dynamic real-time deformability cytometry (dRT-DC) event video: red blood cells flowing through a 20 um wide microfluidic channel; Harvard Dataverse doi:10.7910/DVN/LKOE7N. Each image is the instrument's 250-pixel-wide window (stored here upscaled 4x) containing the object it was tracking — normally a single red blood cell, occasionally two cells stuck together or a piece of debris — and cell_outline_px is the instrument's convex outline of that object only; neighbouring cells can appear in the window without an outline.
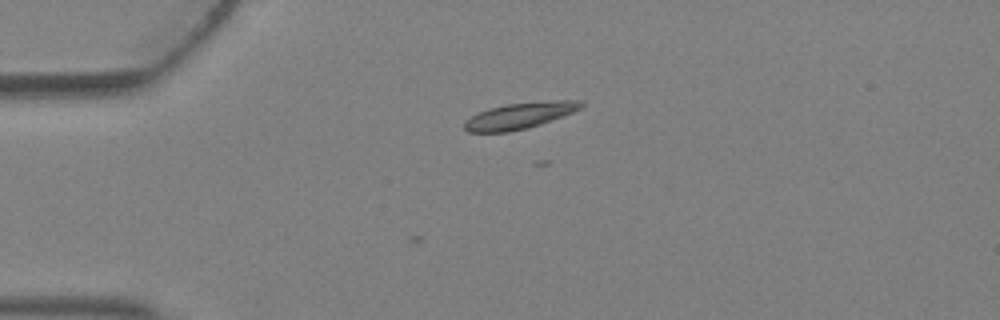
{"species": "Egyptian fruit bat (a non-hibernating species)", "species_latin": "Rousettus aegyptiacus", "temperature_condition": "warm", "stored_images_in_passage": 4, "camera_frame_rate_fps": 3000, "um_per_image_px": 0.085, "animal": {"sex": "female"}, "frame": {"image": 1, "passage_image": 3, "time_ms": 0.667, "image_size_px": [1000, 320], "cell_outline_px": [[584, 104], [580, 108], [572, 112], [540, 124], [508, 132], [468, 132], [464, 128], [464, 120], [476, 112], [488, 108], [504, 104], [552, 100], [584, 100]], "centroid_in_image_um": [44.12, 9.81], "position_along_channel_um": 40.9, "area_um2": 17.86}}